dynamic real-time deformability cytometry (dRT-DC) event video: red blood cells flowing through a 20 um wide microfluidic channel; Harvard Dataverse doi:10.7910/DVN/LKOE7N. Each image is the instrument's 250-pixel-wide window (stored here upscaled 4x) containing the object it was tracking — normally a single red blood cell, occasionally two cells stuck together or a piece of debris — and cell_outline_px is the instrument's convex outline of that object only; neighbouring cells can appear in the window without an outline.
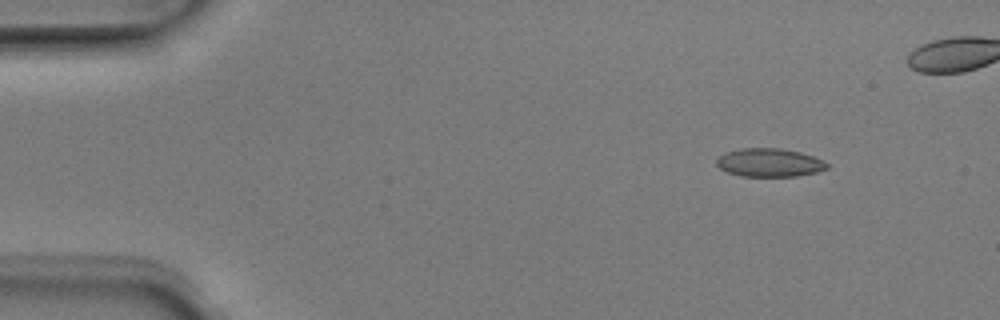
{"species": "Egyptian fruit bat (a non-hibernating species)", "species_latin": "Rousettus aegyptiacus", "temperature_condition": "room temperature", "stored_images_in_passage": 6, "camera_frame_rate_fps": 3000, "um_per_image_px": 0.085, "animal": {"sex": "male"}, "frame": {"image": 1, "passage_image": 1, "time_ms": 0.0, "image_size_px": [1000, 320], "cell_outline_px": [[828, 168], [816, 172], [796, 176], [740, 176], [728, 172], [720, 168], [716, 164], [716, 160], [724, 152], [740, 148], [780, 148], [800, 152], [812, 156], [828, 164]], "centroid_in_image_um": [65.36, 13.82], "position_along_channel_um": 19.6, "area_um2": 18.15}}
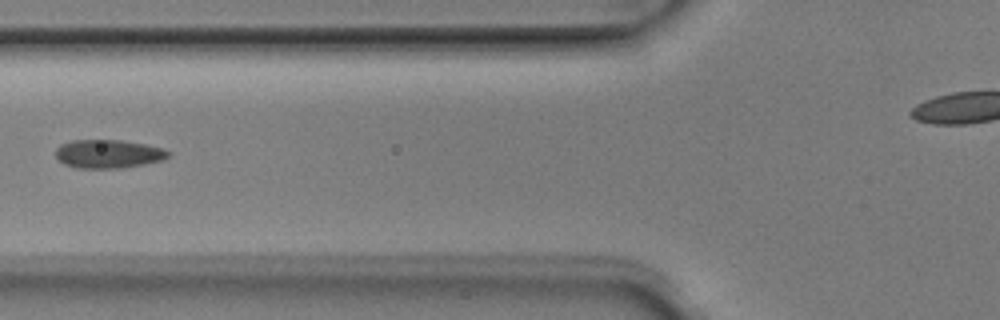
{"frame": {"image": 2, "passage_image": 5, "time_ms": 1.333, "image_size_px": [1000, 320], "cell_outline_px": [[172, 152], [168, 156], [160, 160], [144, 164], [120, 168], [76, 168], [64, 164], [56, 156], [56, 148], [60, 144], [72, 140], [120, 140], [144, 144], [164, 148]], "centroid_in_image_um": [9.19, 13.07], "position_along_channel_um": 116.6, "area_um2": 18.67}}
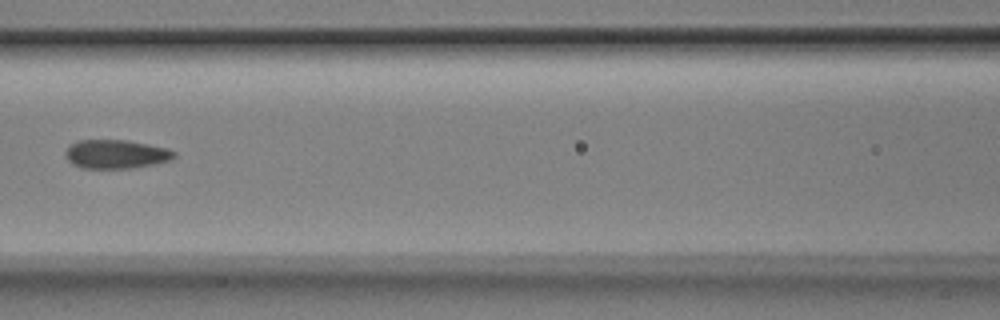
{"frame": {"image": 3, "passage_image": 6, "time_ms": 1.667, "image_size_px": [1000, 320], "cell_outline_px": [[176, 156], [172, 160], [156, 164], [128, 168], [84, 168], [72, 164], [68, 160], [64, 152], [72, 144], [80, 140], [128, 140], [168, 148], [176, 152]], "centroid_in_image_um": [9.91, 13.1], "position_along_channel_um": 156.7, "area_um2": 18.26}}